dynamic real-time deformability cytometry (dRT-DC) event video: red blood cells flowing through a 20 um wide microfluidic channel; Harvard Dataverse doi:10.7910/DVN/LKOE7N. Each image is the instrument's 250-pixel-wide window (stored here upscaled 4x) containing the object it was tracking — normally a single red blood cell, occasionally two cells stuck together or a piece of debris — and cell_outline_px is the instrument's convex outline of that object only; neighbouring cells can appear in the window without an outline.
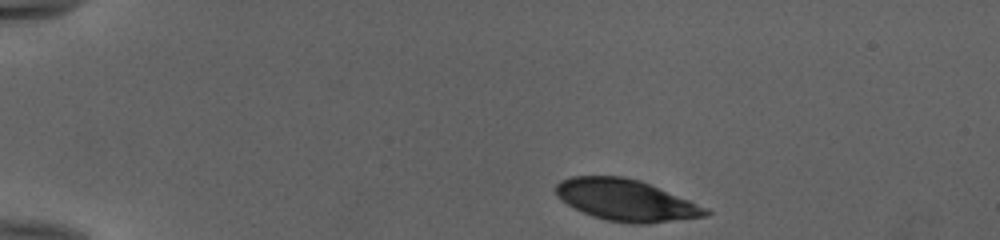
{"species": "human", "species_latin": "Homo sapiens", "temperature_condition": "cold", "stored_images_in_passage": 43, "camera_frame_rate_fps": 3000, "um_per_image_px": 0.085, "donor": {"sex": "female"}, "frame": {"image": 1, "passage_image": 1, "time_ms": 0.0, "image_size_px": [1000, 240], "cell_outline_px": [[712, 212], [708, 216], [644, 224], [636, 224], [608, 220], [592, 216], [568, 204], [556, 196], [556, 184], [560, 180], [572, 176], [624, 176], [640, 180], [708, 208]], "centroid_in_image_um": [53.22, 17.01], "position_along_channel_um": 31.8, "area_um2": 35.95}}
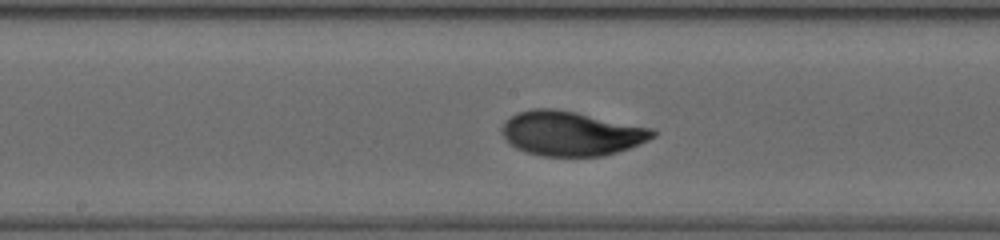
{"frame": {"image": 2, "passage_image": 20, "time_ms": 6.333, "image_size_px": [1000, 240], "cell_outline_px": [[656, 136], [640, 144], [604, 156], [540, 156], [516, 148], [500, 132], [500, 128], [504, 120], [516, 112], [532, 108], [552, 108], [576, 112], [652, 128], [656, 132]], "centroid_in_image_um": [48.52, 11.33], "position_along_channel_um": 199.7, "area_um2": 39.19}}
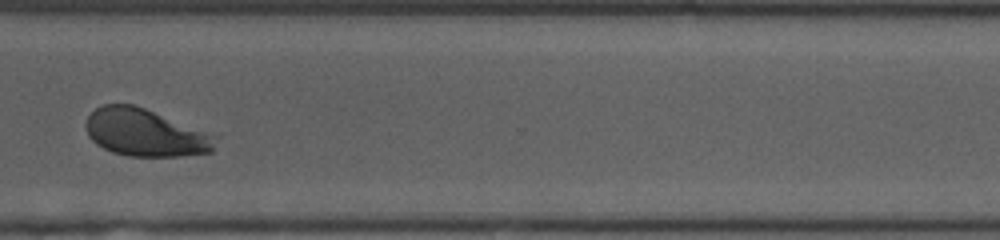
{"frame": {"image": 3, "passage_image": 32, "time_ms": 10.333, "image_size_px": [1000, 240], "cell_outline_px": [[220, 136], [212, 152], [180, 156], [128, 156], [112, 152], [96, 144], [88, 136], [84, 124], [88, 116], [96, 108], [104, 104], [132, 104], [220, 132]], "centroid_in_image_um": [12.49, 11.26], "position_along_channel_um": 358.1, "area_um2": 37.17}, "authors_computed_cell_mechanics": {"area_um2": 37.5122, "velocity_mm_per_s": 3.9697, "shape_relaxation_time_tau1_ms": 3.5902, "shape_relaxation_time_tau2_ms": 1.007, "deformation_change_tau1": 0.1664, "deformation_change_tau2": 0.0512}}